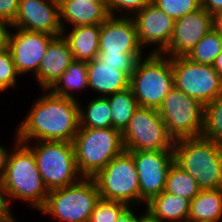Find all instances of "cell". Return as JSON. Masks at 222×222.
<instances>
[{
  "label": "cell",
  "mask_w": 222,
  "mask_h": 222,
  "mask_svg": "<svg viewBox=\"0 0 222 222\" xmlns=\"http://www.w3.org/2000/svg\"><path fill=\"white\" fill-rule=\"evenodd\" d=\"M18 125V141H66L72 143L79 129V100L53 95L43 90ZM47 92V93H46Z\"/></svg>",
  "instance_id": "1"
},
{
  "label": "cell",
  "mask_w": 222,
  "mask_h": 222,
  "mask_svg": "<svg viewBox=\"0 0 222 222\" xmlns=\"http://www.w3.org/2000/svg\"><path fill=\"white\" fill-rule=\"evenodd\" d=\"M14 140L15 148L9 152L6 174L1 183L7 206L10 209L11 200L19 199L40 211L46 203L49 190L39 173L33 151L18 141L17 135Z\"/></svg>",
  "instance_id": "2"
},
{
  "label": "cell",
  "mask_w": 222,
  "mask_h": 222,
  "mask_svg": "<svg viewBox=\"0 0 222 222\" xmlns=\"http://www.w3.org/2000/svg\"><path fill=\"white\" fill-rule=\"evenodd\" d=\"M175 163L189 173L201 190L222 188V145L200 137L174 143Z\"/></svg>",
  "instance_id": "3"
},
{
  "label": "cell",
  "mask_w": 222,
  "mask_h": 222,
  "mask_svg": "<svg viewBox=\"0 0 222 222\" xmlns=\"http://www.w3.org/2000/svg\"><path fill=\"white\" fill-rule=\"evenodd\" d=\"M130 88L138 106L158 110L174 88L171 58L157 53L140 58L130 76Z\"/></svg>",
  "instance_id": "4"
},
{
  "label": "cell",
  "mask_w": 222,
  "mask_h": 222,
  "mask_svg": "<svg viewBox=\"0 0 222 222\" xmlns=\"http://www.w3.org/2000/svg\"><path fill=\"white\" fill-rule=\"evenodd\" d=\"M72 143L83 177H94L125 150L122 134L113 128H79Z\"/></svg>",
  "instance_id": "5"
},
{
  "label": "cell",
  "mask_w": 222,
  "mask_h": 222,
  "mask_svg": "<svg viewBox=\"0 0 222 222\" xmlns=\"http://www.w3.org/2000/svg\"><path fill=\"white\" fill-rule=\"evenodd\" d=\"M99 200L94 178L82 177L74 184L50 190L40 211L63 222H88Z\"/></svg>",
  "instance_id": "6"
},
{
  "label": "cell",
  "mask_w": 222,
  "mask_h": 222,
  "mask_svg": "<svg viewBox=\"0 0 222 222\" xmlns=\"http://www.w3.org/2000/svg\"><path fill=\"white\" fill-rule=\"evenodd\" d=\"M37 143V144H36ZM30 146L35 156L39 173L50 191L79 181V173L73 143L66 141H36Z\"/></svg>",
  "instance_id": "7"
},
{
  "label": "cell",
  "mask_w": 222,
  "mask_h": 222,
  "mask_svg": "<svg viewBox=\"0 0 222 222\" xmlns=\"http://www.w3.org/2000/svg\"><path fill=\"white\" fill-rule=\"evenodd\" d=\"M100 199L120 201L129 206L140 203L139 179L133 156L126 150L114 157L94 177Z\"/></svg>",
  "instance_id": "8"
},
{
  "label": "cell",
  "mask_w": 222,
  "mask_h": 222,
  "mask_svg": "<svg viewBox=\"0 0 222 222\" xmlns=\"http://www.w3.org/2000/svg\"><path fill=\"white\" fill-rule=\"evenodd\" d=\"M125 150H173L175 140L157 109L138 107L122 133Z\"/></svg>",
  "instance_id": "9"
},
{
  "label": "cell",
  "mask_w": 222,
  "mask_h": 222,
  "mask_svg": "<svg viewBox=\"0 0 222 222\" xmlns=\"http://www.w3.org/2000/svg\"><path fill=\"white\" fill-rule=\"evenodd\" d=\"M158 111L174 140L202 136L204 105L181 90L174 87Z\"/></svg>",
  "instance_id": "10"
},
{
  "label": "cell",
  "mask_w": 222,
  "mask_h": 222,
  "mask_svg": "<svg viewBox=\"0 0 222 222\" xmlns=\"http://www.w3.org/2000/svg\"><path fill=\"white\" fill-rule=\"evenodd\" d=\"M174 87L207 105L222 93V78L213 66L196 63L186 56L171 58Z\"/></svg>",
  "instance_id": "11"
},
{
  "label": "cell",
  "mask_w": 222,
  "mask_h": 222,
  "mask_svg": "<svg viewBox=\"0 0 222 222\" xmlns=\"http://www.w3.org/2000/svg\"><path fill=\"white\" fill-rule=\"evenodd\" d=\"M133 156L139 179L140 203H149L165 190L169 169L175 162L173 150H126Z\"/></svg>",
  "instance_id": "12"
},
{
  "label": "cell",
  "mask_w": 222,
  "mask_h": 222,
  "mask_svg": "<svg viewBox=\"0 0 222 222\" xmlns=\"http://www.w3.org/2000/svg\"><path fill=\"white\" fill-rule=\"evenodd\" d=\"M11 34L9 51L19 75L31 72L37 74L40 63L49 43L56 37L48 33L14 28Z\"/></svg>",
  "instance_id": "13"
},
{
  "label": "cell",
  "mask_w": 222,
  "mask_h": 222,
  "mask_svg": "<svg viewBox=\"0 0 222 222\" xmlns=\"http://www.w3.org/2000/svg\"><path fill=\"white\" fill-rule=\"evenodd\" d=\"M132 18L141 47L144 49L145 45L147 47L156 44L157 48L150 53L161 54L172 38L175 20L152 2L136 12Z\"/></svg>",
  "instance_id": "14"
},
{
  "label": "cell",
  "mask_w": 222,
  "mask_h": 222,
  "mask_svg": "<svg viewBox=\"0 0 222 222\" xmlns=\"http://www.w3.org/2000/svg\"><path fill=\"white\" fill-rule=\"evenodd\" d=\"M212 28V15L203 7L176 19L172 38L161 54L170 58L187 56Z\"/></svg>",
  "instance_id": "15"
},
{
  "label": "cell",
  "mask_w": 222,
  "mask_h": 222,
  "mask_svg": "<svg viewBox=\"0 0 222 222\" xmlns=\"http://www.w3.org/2000/svg\"><path fill=\"white\" fill-rule=\"evenodd\" d=\"M13 28L62 35L59 4L51 0H20Z\"/></svg>",
  "instance_id": "16"
},
{
  "label": "cell",
  "mask_w": 222,
  "mask_h": 222,
  "mask_svg": "<svg viewBox=\"0 0 222 222\" xmlns=\"http://www.w3.org/2000/svg\"><path fill=\"white\" fill-rule=\"evenodd\" d=\"M142 50L132 17L109 16L100 24L99 53H143Z\"/></svg>",
  "instance_id": "17"
},
{
  "label": "cell",
  "mask_w": 222,
  "mask_h": 222,
  "mask_svg": "<svg viewBox=\"0 0 222 222\" xmlns=\"http://www.w3.org/2000/svg\"><path fill=\"white\" fill-rule=\"evenodd\" d=\"M73 55L67 40L56 36L50 43L40 63L36 77L41 89L48 90L66 72Z\"/></svg>",
  "instance_id": "18"
},
{
  "label": "cell",
  "mask_w": 222,
  "mask_h": 222,
  "mask_svg": "<svg viewBox=\"0 0 222 222\" xmlns=\"http://www.w3.org/2000/svg\"><path fill=\"white\" fill-rule=\"evenodd\" d=\"M59 13L63 32L67 30L66 22L72 27L96 25L110 16L106 0H61Z\"/></svg>",
  "instance_id": "19"
},
{
  "label": "cell",
  "mask_w": 222,
  "mask_h": 222,
  "mask_svg": "<svg viewBox=\"0 0 222 222\" xmlns=\"http://www.w3.org/2000/svg\"><path fill=\"white\" fill-rule=\"evenodd\" d=\"M88 88L105 97L130 87V77L96 57L87 62ZM103 95V96H102Z\"/></svg>",
  "instance_id": "20"
},
{
  "label": "cell",
  "mask_w": 222,
  "mask_h": 222,
  "mask_svg": "<svg viewBox=\"0 0 222 222\" xmlns=\"http://www.w3.org/2000/svg\"><path fill=\"white\" fill-rule=\"evenodd\" d=\"M62 36L67 40L74 60L91 61L98 57L100 24L73 26Z\"/></svg>",
  "instance_id": "21"
},
{
  "label": "cell",
  "mask_w": 222,
  "mask_h": 222,
  "mask_svg": "<svg viewBox=\"0 0 222 222\" xmlns=\"http://www.w3.org/2000/svg\"><path fill=\"white\" fill-rule=\"evenodd\" d=\"M146 211L159 222H188L190 201L163 191L146 204Z\"/></svg>",
  "instance_id": "22"
},
{
  "label": "cell",
  "mask_w": 222,
  "mask_h": 222,
  "mask_svg": "<svg viewBox=\"0 0 222 222\" xmlns=\"http://www.w3.org/2000/svg\"><path fill=\"white\" fill-rule=\"evenodd\" d=\"M222 220V188L201 190L191 201L188 221Z\"/></svg>",
  "instance_id": "23"
},
{
  "label": "cell",
  "mask_w": 222,
  "mask_h": 222,
  "mask_svg": "<svg viewBox=\"0 0 222 222\" xmlns=\"http://www.w3.org/2000/svg\"><path fill=\"white\" fill-rule=\"evenodd\" d=\"M86 87L88 88L87 62L73 60L66 72L48 90L55 96L78 100L72 91L77 92Z\"/></svg>",
  "instance_id": "24"
},
{
  "label": "cell",
  "mask_w": 222,
  "mask_h": 222,
  "mask_svg": "<svg viewBox=\"0 0 222 222\" xmlns=\"http://www.w3.org/2000/svg\"><path fill=\"white\" fill-rule=\"evenodd\" d=\"M111 107L112 126L121 134L128 126L135 110L139 107L132 89L129 87L123 91L105 96Z\"/></svg>",
  "instance_id": "25"
},
{
  "label": "cell",
  "mask_w": 222,
  "mask_h": 222,
  "mask_svg": "<svg viewBox=\"0 0 222 222\" xmlns=\"http://www.w3.org/2000/svg\"><path fill=\"white\" fill-rule=\"evenodd\" d=\"M86 108L79 104V128H113L111 107L105 97H95Z\"/></svg>",
  "instance_id": "26"
},
{
  "label": "cell",
  "mask_w": 222,
  "mask_h": 222,
  "mask_svg": "<svg viewBox=\"0 0 222 222\" xmlns=\"http://www.w3.org/2000/svg\"><path fill=\"white\" fill-rule=\"evenodd\" d=\"M164 191L191 201L201 189L195 179L174 162L169 169Z\"/></svg>",
  "instance_id": "27"
},
{
  "label": "cell",
  "mask_w": 222,
  "mask_h": 222,
  "mask_svg": "<svg viewBox=\"0 0 222 222\" xmlns=\"http://www.w3.org/2000/svg\"><path fill=\"white\" fill-rule=\"evenodd\" d=\"M221 50L222 36L212 28L186 57L193 62L213 66Z\"/></svg>",
  "instance_id": "28"
},
{
  "label": "cell",
  "mask_w": 222,
  "mask_h": 222,
  "mask_svg": "<svg viewBox=\"0 0 222 222\" xmlns=\"http://www.w3.org/2000/svg\"><path fill=\"white\" fill-rule=\"evenodd\" d=\"M202 137L222 145V93L204 106Z\"/></svg>",
  "instance_id": "29"
},
{
  "label": "cell",
  "mask_w": 222,
  "mask_h": 222,
  "mask_svg": "<svg viewBox=\"0 0 222 222\" xmlns=\"http://www.w3.org/2000/svg\"><path fill=\"white\" fill-rule=\"evenodd\" d=\"M128 207L129 205L124 202L100 199L96 203L88 222H117Z\"/></svg>",
  "instance_id": "30"
},
{
  "label": "cell",
  "mask_w": 222,
  "mask_h": 222,
  "mask_svg": "<svg viewBox=\"0 0 222 222\" xmlns=\"http://www.w3.org/2000/svg\"><path fill=\"white\" fill-rule=\"evenodd\" d=\"M152 3L174 20L202 8L201 0H152Z\"/></svg>",
  "instance_id": "31"
},
{
  "label": "cell",
  "mask_w": 222,
  "mask_h": 222,
  "mask_svg": "<svg viewBox=\"0 0 222 222\" xmlns=\"http://www.w3.org/2000/svg\"><path fill=\"white\" fill-rule=\"evenodd\" d=\"M142 57V53H98V58L104 65L116 67L118 71L125 72L129 77Z\"/></svg>",
  "instance_id": "32"
},
{
  "label": "cell",
  "mask_w": 222,
  "mask_h": 222,
  "mask_svg": "<svg viewBox=\"0 0 222 222\" xmlns=\"http://www.w3.org/2000/svg\"><path fill=\"white\" fill-rule=\"evenodd\" d=\"M17 76L14 60L9 50L0 52V92L16 87Z\"/></svg>",
  "instance_id": "33"
},
{
  "label": "cell",
  "mask_w": 222,
  "mask_h": 222,
  "mask_svg": "<svg viewBox=\"0 0 222 222\" xmlns=\"http://www.w3.org/2000/svg\"><path fill=\"white\" fill-rule=\"evenodd\" d=\"M107 7L110 16H116L115 13L122 11L126 12L124 15L123 13L121 16H130L132 17L136 12L140 11L143 7L150 4L152 0H106ZM128 12V13H127Z\"/></svg>",
  "instance_id": "34"
},
{
  "label": "cell",
  "mask_w": 222,
  "mask_h": 222,
  "mask_svg": "<svg viewBox=\"0 0 222 222\" xmlns=\"http://www.w3.org/2000/svg\"><path fill=\"white\" fill-rule=\"evenodd\" d=\"M20 0H0V20L13 23L17 13Z\"/></svg>",
  "instance_id": "35"
},
{
  "label": "cell",
  "mask_w": 222,
  "mask_h": 222,
  "mask_svg": "<svg viewBox=\"0 0 222 222\" xmlns=\"http://www.w3.org/2000/svg\"><path fill=\"white\" fill-rule=\"evenodd\" d=\"M13 27L9 22L0 20V52L9 50L10 38L12 31L8 28ZM11 32V33H10Z\"/></svg>",
  "instance_id": "36"
},
{
  "label": "cell",
  "mask_w": 222,
  "mask_h": 222,
  "mask_svg": "<svg viewBox=\"0 0 222 222\" xmlns=\"http://www.w3.org/2000/svg\"><path fill=\"white\" fill-rule=\"evenodd\" d=\"M202 7L211 15L222 11V0H201Z\"/></svg>",
  "instance_id": "37"
},
{
  "label": "cell",
  "mask_w": 222,
  "mask_h": 222,
  "mask_svg": "<svg viewBox=\"0 0 222 222\" xmlns=\"http://www.w3.org/2000/svg\"><path fill=\"white\" fill-rule=\"evenodd\" d=\"M9 150L3 145H0V183L4 180L6 174L7 159L9 156Z\"/></svg>",
  "instance_id": "38"
},
{
  "label": "cell",
  "mask_w": 222,
  "mask_h": 222,
  "mask_svg": "<svg viewBox=\"0 0 222 222\" xmlns=\"http://www.w3.org/2000/svg\"><path fill=\"white\" fill-rule=\"evenodd\" d=\"M9 207L7 206L2 184L0 183V218H10L12 216V213L10 211Z\"/></svg>",
  "instance_id": "39"
},
{
  "label": "cell",
  "mask_w": 222,
  "mask_h": 222,
  "mask_svg": "<svg viewBox=\"0 0 222 222\" xmlns=\"http://www.w3.org/2000/svg\"><path fill=\"white\" fill-rule=\"evenodd\" d=\"M117 222H138V216L133 211V206H129L119 217Z\"/></svg>",
  "instance_id": "40"
},
{
  "label": "cell",
  "mask_w": 222,
  "mask_h": 222,
  "mask_svg": "<svg viewBox=\"0 0 222 222\" xmlns=\"http://www.w3.org/2000/svg\"><path fill=\"white\" fill-rule=\"evenodd\" d=\"M213 29L222 36V11L216 12L212 15Z\"/></svg>",
  "instance_id": "41"
},
{
  "label": "cell",
  "mask_w": 222,
  "mask_h": 222,
  "mask_svg": "<svg viewBox=\"0 0 222 222\" xmlns=\"http://www.w3.org/2000/svg\"><path fill=\"white\" fill-rule=\"evenodd\" d=\"M213 67L216 70V72L220 75V77L222 78V50H221L220 54L217 56V58L213 64Z\"/></svg>",
  "instance_id": "42"
},
{
  "label": "cell",
  "mask_w": 222,
  "mask_h": 222,
  "mask_svg": "<svg viewBox=\"0 0 222 222\" xmlns=\"http://www.w3.org/2000/svg\"><path fill=\"white\" fill-rule=\"evenodd\" d=\"M138 222H159L157 219L153 218L146 210L143 215L138 217Z\"/></svg>",
  "instance_id": "43"
},
{
  "label": "cell",
  "mask_w": 222,
  "mask_h": 222,
  "mask_svg": "<svg viewBox=\"0 0 222 222\" xmlns=\"http://www.w3.org/2000/svg\"><path fill=\"white\" fill-rule=\"evenodd\" d=\"M5 222H17L13 215Z\"/></svg>",
  "instance_id": "44"
},
{
  "label": "cell",
  "mask_w": 222,
  "mask_h": 222,
  "mask_svg": "<svg viewBox=\"0 0 222 222\" xmlns=\"http://www.w3.org/2000/svg\"><path fill=\"white\" fill-rule=\"evenodd\" d=\"M9 218H0V222H5L7 221Z\"/></svg>",
  "instance_id": "45"
},
{
  "label": "cell",
  "mask_w": 222,
  "mask_h": 222,
  "mask_svg": "<svg viewBox=\"0 0 222 222\" xmlns=\"http://www.w3.org/2000/svg\"><path fill=\"white\" fill-rule=\"evenodd\" d=\"M188 222H211V221H188Z\"/></svg>",
  "instance_id": "46"
},
{
  "label": "cell",
  "mask_w": 222,
  "mask_h": 222,
  "mask_svg": "<svg viewBox=\"0 0 222 222\" xmlns=\"http://www.w3.org/2000/svg\"><path fill=\"white\" fill-rule=\"evenodd\" d=\"M51 1H54V2H56L58 4L61 2V0H51Z\"/></svg>",
  "instance_id": "47"
}]
</instances>
